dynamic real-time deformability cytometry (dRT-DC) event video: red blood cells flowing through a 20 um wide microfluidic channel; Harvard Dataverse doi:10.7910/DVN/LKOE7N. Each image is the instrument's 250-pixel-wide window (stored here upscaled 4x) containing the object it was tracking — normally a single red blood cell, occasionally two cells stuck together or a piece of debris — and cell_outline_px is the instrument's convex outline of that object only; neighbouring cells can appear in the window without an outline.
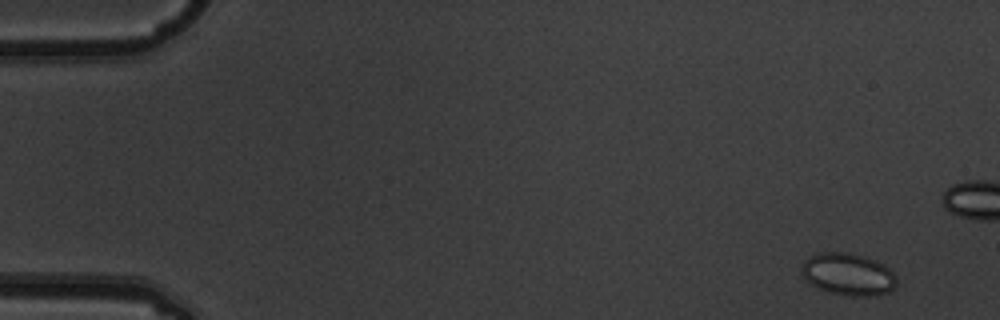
{"species": "common noctule bat (a hibernating species)", "species_latin": "Nyctalus noctula", "temperature_condition": "warm", "stored_images_in_passage": 5, "camera_frame_rate_fps": 3000, "um_per_image_px": 0.085, "animal": {"sex": "male", "body_mass_g": 19.5, "forearm_length_mm": 54.6}, "frame": {"image": 1, "passage_image": 1, "time_ms": 0.0, "image_size_px": [1000, 320], "cell_outline_px": [[896, 284], [888, 292], [872, 296], [848, 296], [828, 292], [816, 288], [804, 276], [800, 268], [804, 260], [820, 252], [848, 252], [864, 256], [884, 264], [896, 276]], "centroid_in_image_um": [72.08, 23.31], "position_along_channel_um": 12.9, "area_um2": 23.35}}